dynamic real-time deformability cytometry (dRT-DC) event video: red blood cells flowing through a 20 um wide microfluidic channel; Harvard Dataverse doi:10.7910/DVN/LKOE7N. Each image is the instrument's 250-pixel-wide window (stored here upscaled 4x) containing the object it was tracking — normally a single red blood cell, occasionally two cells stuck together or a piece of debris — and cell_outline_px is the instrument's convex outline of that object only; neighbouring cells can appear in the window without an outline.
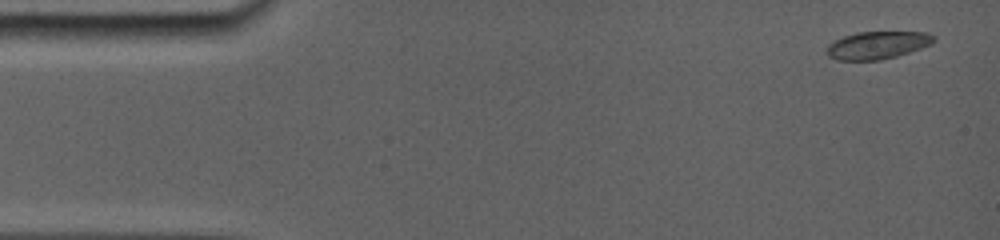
{"species": "common noctule bat (a hibernating species)", "species_latin": "Nyctalus noctula", "temperature_condition": "room temperature", "stored_images_in_passage": 8, "camera_frame_rate_fps": 5000, "um_per_image_px": 0.085, "animal": {"sex": "female", "body_mass_g": 19.0, "forearm_length_mm": 56.7}, "frame": {"image": 1, "passage_image": 1, "time_ms": 0.0, "image_size_px": [1000, 240], "cell_outline_px": [[936, 40], [932, 44], [896, 56], [880, 60], [836, 60], [828, 56], [828, 44], [844, 36], [856, 32], [928, 32], [936, 36]], "centroid_in_image_um": [74.61, 3.83], "position_along_channel_um": 10.4, "area_um2": 17.17}}
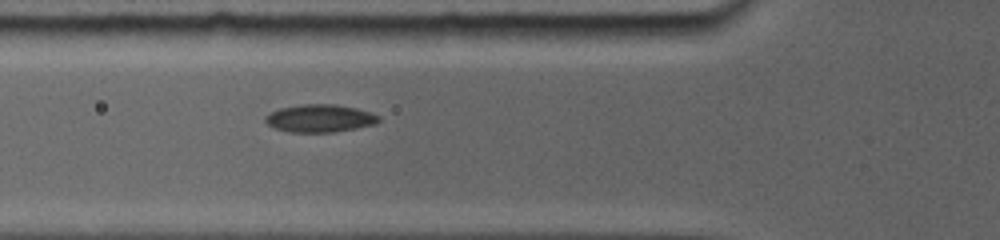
{"frame": {"image": 2, "passage_image": 6, "time_ms": 5.2, "image_size_px": [1000, 240], "cell_outline_px": [[380, 120], [372, 124], [332, 132], [292, 132], [276, 128], [268, 124], [264, 120], [264, 116], [280, 108], [300, 104], [336, 104], [356, 108], [380, 116]], "centroid_in_image_um": [27.15, 10.04], "position_along_channel_um": 98.7, "area_um2": 17.98}}
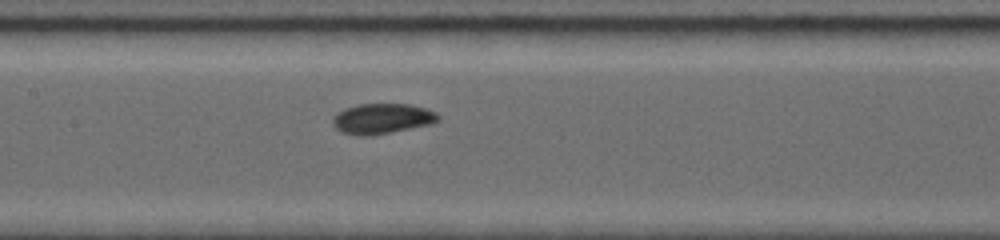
{"frame": {"image": 3, "passage_image": 8, "time_ms": 7.2, "image_size_px": [1000, 240], "cell_outline_px": [[440, 116], [436, 120], [428, 124], [388, 132], [344, 132], [336, 128], [332, 120], [340, 112], [348, 108], [360, 104], [408, 104], [424, 108], [436, 112]], "centroid_in_image_um": [32.54, 10.02], "position_along_channel_um": 174.9, "area_um2": 17.11}}